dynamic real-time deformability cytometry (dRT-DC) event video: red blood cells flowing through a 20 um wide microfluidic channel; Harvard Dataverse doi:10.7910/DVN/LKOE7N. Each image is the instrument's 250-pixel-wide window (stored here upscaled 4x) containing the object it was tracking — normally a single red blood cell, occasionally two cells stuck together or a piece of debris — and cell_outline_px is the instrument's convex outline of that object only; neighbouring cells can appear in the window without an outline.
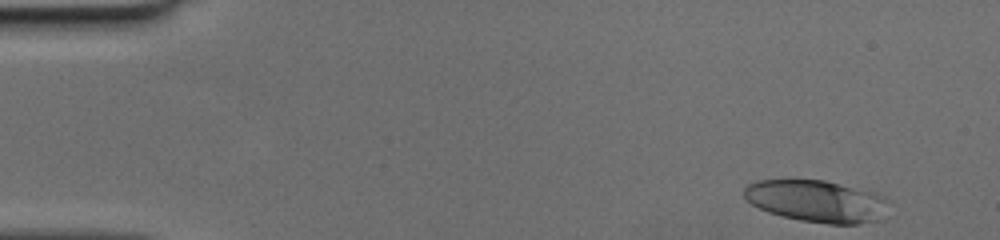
{"species": "human", "species_latin": "Homo sapiens", "temperature_condition": "cold", "stored_images_in_passage": 38, "camera_frame_rate_fps": 3000, "um_per_image_px": 0.085, "donor": {"sex": "female"}, "frame": {"image": 1, "passage_image": 1, "time_ms": 0.0, "image_size_px": [1000, 240], "cell_outline_px": [[888, 200], [880, 220], [856, 224], [828, 224], [800, 220], [768, 212], [752, 204], [744, 196], [744, 188], [748, 184], [756, 180], [824, 180], [872, 192], [884, 196]], "centroid_in_image_um": [69.4, 17.1], "position_along_channel_um": 15.6, "area_um2": 35.03}}
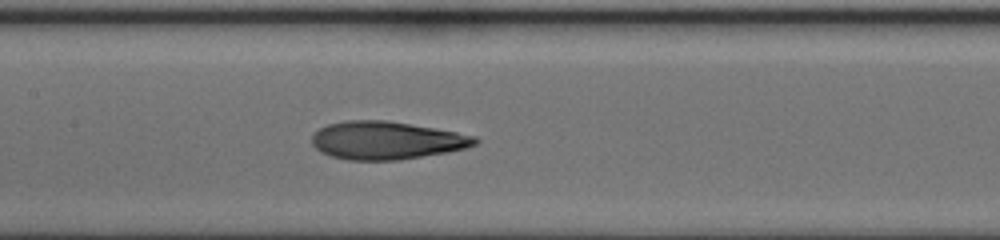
{"frame": {"image": 2, "passage_image": 21, "time_ms": 6.667, "image_size_px": [1000, 240], "cell_outline_px": [[480, 140], [476, 144], [464, 148], [448, 152], [400, 160], [348, 160], [332, 156], [320, 152], [312, 144], [312, 136], [320, 128], [328, 124], [344, 120], [384, 120], [456, 132], [476, 136]], "centroid_in_image_um": [32.83, 11.94], "position_along_channel_um": 174.6, "area_um2": 35.89}}
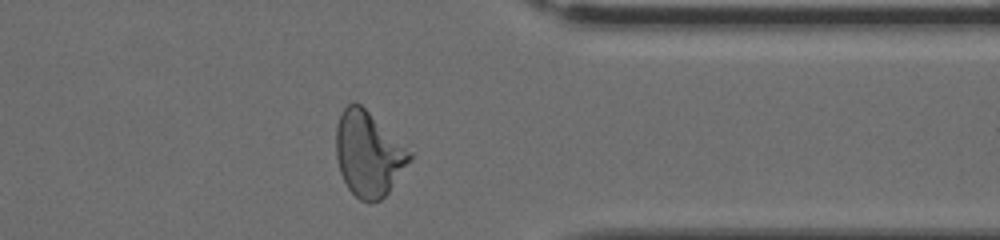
{"frame": {"image": 3, "passage_image": 36, "time_ms": 11.667, "image_size_px": [1000, 240], "cell_outline_px": [[416, 152], [412, 160], [388, 192], [380, 200], [368, 204], [360, 200], [348, 188], [340, 172], [336, 156], [336, 128], [340, 116], [344, 108], [348, 104], [356, 100]], "centroid_in_image_um": [31.38, 13.06], "position_along_channel_um": 380.0, "area_um2": 37.17}}